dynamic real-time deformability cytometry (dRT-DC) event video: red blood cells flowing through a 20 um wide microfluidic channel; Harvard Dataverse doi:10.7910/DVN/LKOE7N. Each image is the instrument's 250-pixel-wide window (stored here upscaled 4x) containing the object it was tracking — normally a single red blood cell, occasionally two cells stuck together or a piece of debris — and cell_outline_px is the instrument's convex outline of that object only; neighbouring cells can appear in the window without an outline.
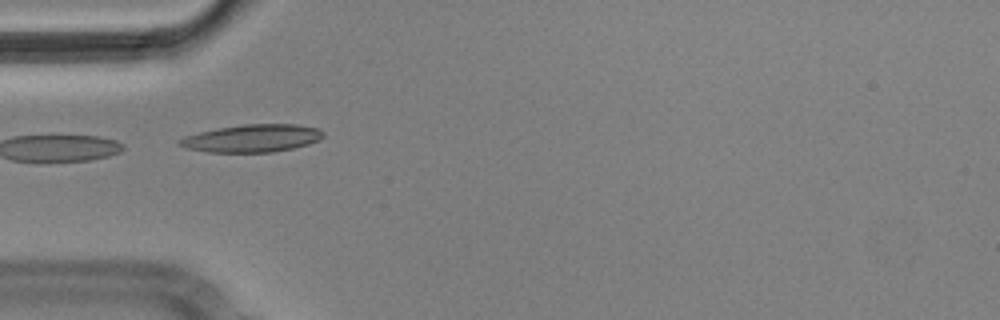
{"species": "Egyptian fruit bat (a non-hibernating species)", "species_latin": "Rousettus aegyptiacus", "temperature_condition": "cold", "stored_images_in_passage": 6, "camera_frame_rate_fps": 3000, "um_per_image_px": 0.085, "animal": {"sex": "male"}, "frame": {"image": 1, "passage_image": 5, "time_ms": 1.333, "image_size_px": [1000, 320], "cell_outline_px": [[324, 136], [320, 140], [308, 144], [292, 148], [272, 152], [208, 152], [184, 148], [176, 144], [176, 140], [184, 136], [200, 132], [220, 128], [244, 124], [296, 124], [320, 128], [324, 132]], "centroid_in_image_um": [21.42, 11.75], "position_along_channel_um": 63.6, "area_um2": 23.29}}